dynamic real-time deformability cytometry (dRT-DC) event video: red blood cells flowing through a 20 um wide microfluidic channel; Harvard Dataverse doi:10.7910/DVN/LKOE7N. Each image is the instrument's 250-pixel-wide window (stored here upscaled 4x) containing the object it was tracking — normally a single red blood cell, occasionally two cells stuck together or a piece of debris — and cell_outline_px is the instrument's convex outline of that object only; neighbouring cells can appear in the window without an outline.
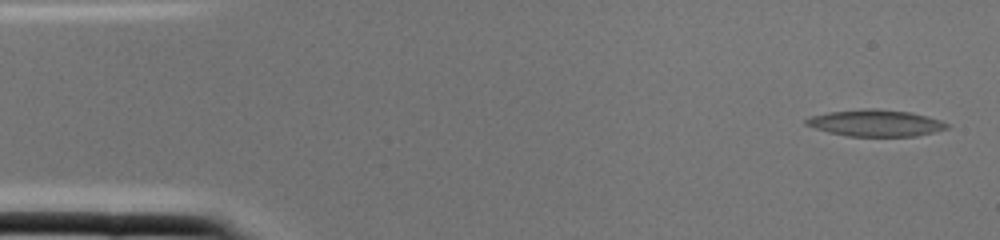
{"species": "common noctule bat (a hibernating species)", "species_latin": "Nyctalus noctula", "temperature_condition": "cold", "stored_images_in_passage": 2, "camera_frame_rate_fps": 3000, "um_per_image_px": 0.085, "animal": {"sex": "female", "body_mass_g": 22.0, "forearm_length_mm": 56.7}, "frame": {"image": 1, "passage_image": 1, "time_ms": 0.0, "image_size_px": [1000, 240], "cell_outline_px": [[948, 128], [916, 136], [848, 136], [828, 132], [804, 124], [804, 120], [812, 116], [828, 112], [864, 108], [876, 108], [912, 112], [928, 116], [940, 120], [948, 124]], "centroid_in_image_um": [74.42, 10.44], "position_along_channel_um": 10.6, "area_um2": 21.85}}
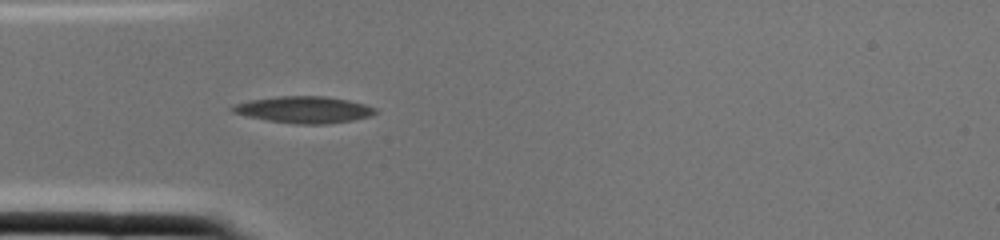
{"frame": {"image": 2, "passage_image": 2, "time_ms": 0.333, "image_size_px": [1000, 240], "cell_outline_px": [[376, 112], [372, 116], [352, 120], [328, 124], [296, 124], [268, 120], [248, 116], [232, 112], [228, 108], [232, 104], [248, 100], [276, 96], [324, 96], [348, 100], [364, 104], [376, 108]], "centroid_in_image_um": [25.8, 9.32], "position_along_channel_um": 59.2, "area_um2": 22.31}}